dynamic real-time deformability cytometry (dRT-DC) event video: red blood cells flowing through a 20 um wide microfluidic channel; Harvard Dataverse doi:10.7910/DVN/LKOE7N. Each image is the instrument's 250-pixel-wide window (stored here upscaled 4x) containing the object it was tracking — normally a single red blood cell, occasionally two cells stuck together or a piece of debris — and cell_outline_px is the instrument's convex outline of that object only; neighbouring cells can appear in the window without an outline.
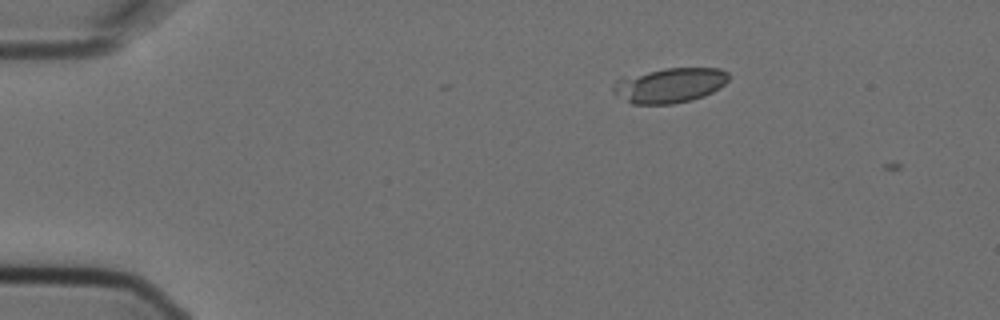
{"species": "Egyptian fruit bat (a non-hibernating species)", "species_latin": "Rousettus aegyptiacus", "temperature_condition": "cold", "stored_images_in_passage": 2, "camera_frame_rate_fps": 3000, "um_per_image_px": 0.085, "animal": {"sex": "female"}, "frame": {"image": 1, "passage_image": 1, "time_ms": 0.0, "image_size_px": [1000, 320], "cell_outline_px": [[728, 80], [720, 88], [704, 96], [692, 100], [672, 104], [632, 104], [612, 92], [612, 88], [616, 80], [620, 76], [664, 68], [720, 68], [728, 72]], "centroid_in_image_um": [56.89, 7.24], "position_along_channel_um": 28.1, "area_um2": 23.81}}